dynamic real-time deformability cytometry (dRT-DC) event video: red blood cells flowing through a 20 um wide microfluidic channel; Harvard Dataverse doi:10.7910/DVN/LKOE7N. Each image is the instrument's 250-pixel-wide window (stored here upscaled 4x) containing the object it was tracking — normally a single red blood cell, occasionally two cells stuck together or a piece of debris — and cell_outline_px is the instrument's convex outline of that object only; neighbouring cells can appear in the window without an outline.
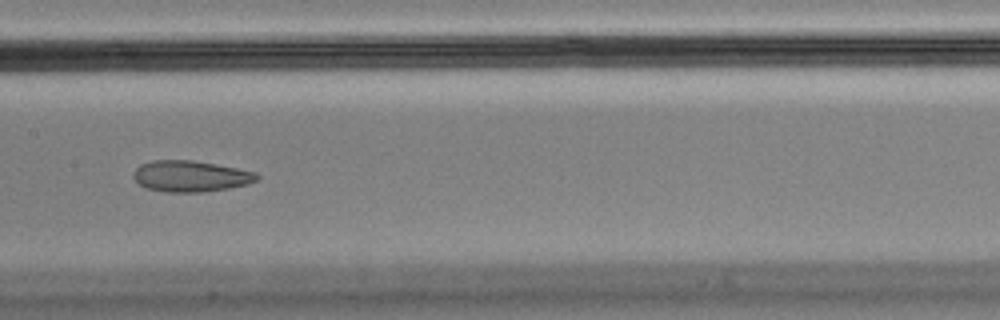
{"species": "Egyptian fruit bat (a non-hibernating species)", "species_latin": "Rousettus aegyptiacus", "temperature_condition": "cold", "stored_images_in_passage": 8, "camera_frame_rate_fps": 3000, "um_per_image_px": 0.085, "animal": {"sex": "male"}, "frame": {"image": 1, "passage_image": 6, "time_ms": 1.667, "image_size_px": [1000, 320], "cell_outline_px": [[260, 176], [256, 180], [248, 184], [228, 188], [204, 192], [164, 192], [148, 188], [140, 184], [132, 176], [132, 172], [140, 164], [152, 160], [192, 160], [216, 164], [256, 172]], "centroid_in_image_um": [16.18, 14.97], "position_along_channel_um": 191.2, "area_um2": 22.43}}